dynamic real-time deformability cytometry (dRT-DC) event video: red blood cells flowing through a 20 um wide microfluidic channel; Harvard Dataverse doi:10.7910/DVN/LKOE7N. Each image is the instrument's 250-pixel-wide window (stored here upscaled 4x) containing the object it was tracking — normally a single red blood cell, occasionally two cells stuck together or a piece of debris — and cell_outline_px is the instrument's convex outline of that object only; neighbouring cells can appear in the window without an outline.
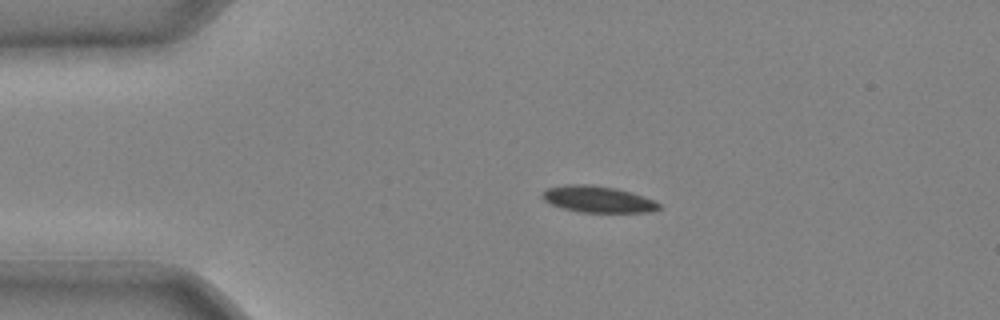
{"species": "common noctule bat (a hibernating species)", "species_latin": "Nyctalus noctula", "temperature_condition": "cold", "stored_images_in_passage": 41, "camera_frame_rate_fps": 3000, "um_per_image_px": 0.085, "animal": {"sex": "male", "body_mass_g": 20.4}, "frame": {"image": 1, "passage_image": 8, "time_ms": 2.333, "image_size_px": [1000, 320], "cell_outline_px": [[660, 208], [648, 212], [580, 212], [564, 208], [552, 204], [544, 200], [540, 196], [548, 188], [564, 184], [592, 184], [616, 188], [632, 192], [652, 200], [660, 204]], "centroid_in_image_um": [50.8, 16.92], "position_along_channel_um": 34.2, "area_um2": 17.86}}
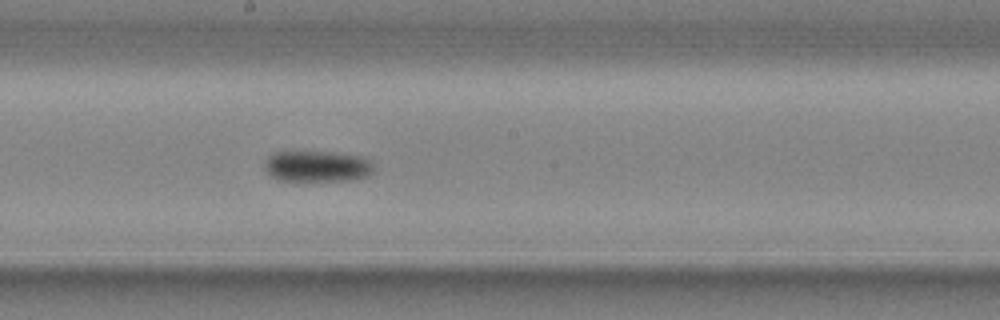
{"frame": {"image": 2, "passage_image": 23, "time_ms": 7.333, "image_size_px": [1000, 320], "cell_outline_px": [[372, 172], [368, 176], [348, 180], [276, 180], [264, 168], [264, 164], [268, 156], [272, 152], [332, 152], [364, 156], [372, 160]], "centroid_in_image_um": [26.97, 14.12], "position_along_channel_um": 221.2, "area_um2": 19.77}}
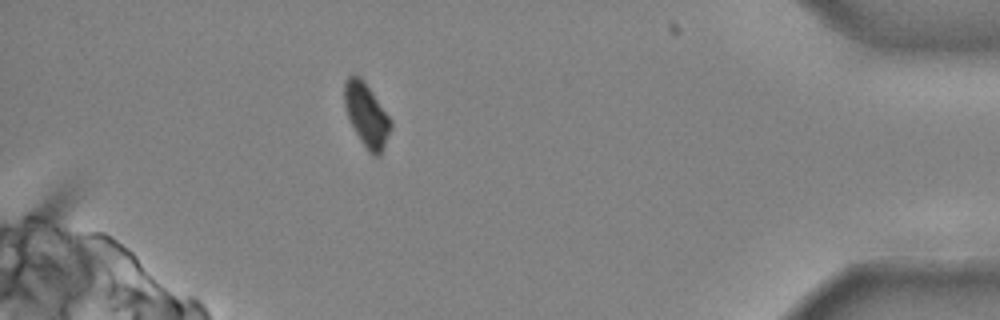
{"frame": {"image": 3, "passage_image": 38, "time_ms": 12.333, "image_size_px": [1000, 320], "cell_outline_px": [[392, 128], [380, 156], [372, 156], [368, 152], [360, 140], [348, 116], [344, 104], [344, 84], [348, 76], [360, 76], [364, 80], [392, 120]], "centroid_in_image_um": [31.18, 9.79], "position_along_channel_um": 404.0, "area_um2": 17.11}}